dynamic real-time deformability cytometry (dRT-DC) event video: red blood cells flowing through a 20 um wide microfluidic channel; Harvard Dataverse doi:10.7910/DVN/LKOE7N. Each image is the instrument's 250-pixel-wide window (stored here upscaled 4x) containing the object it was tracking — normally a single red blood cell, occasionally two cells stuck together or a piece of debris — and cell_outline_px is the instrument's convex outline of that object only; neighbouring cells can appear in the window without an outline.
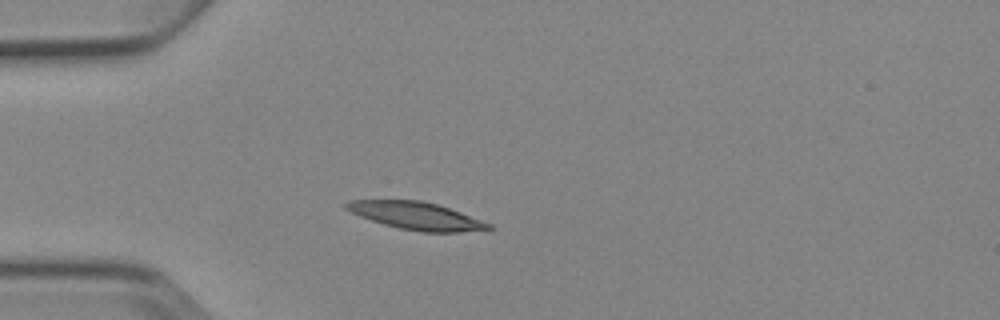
{"species": "Egyptian fruit bat (a non-hibernating species)", "species_latin": "Rousettus aegyptiacus", "temperature_condition": "cold", "stored_images_in_passage": 3, "camera_frame_rate_fps": 3000, "um_per_image_px": 0.085, "animal": {"sex": "female"}, "frame": {"image": 1, "passage_image": 1, "time_ms": 0.0, "image_size_px": [1000, 320], "cell_outline_px": [[496, 228], [460, 232], [420, 232], [400, 228], [384, 224], [360, 216], [344, 208], [344, 204], [348, 200], [420, 200], [436, 204], [460, 212], [492, 224]], "centroid_in_image_um": [35.38, 18.34], "position_along_channel_um": 49.6, "area_um2": 22.66}}
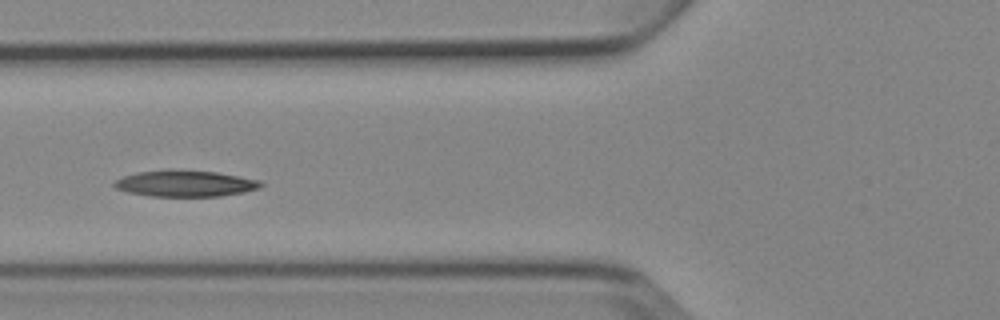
{"frame": {"image": 2, "passage_image": 3, "time_ms": 2.0, "image_size_px": [1000, 320], "cell_outline_px": [[264, 184], [260, 188], [244, 192], [220, 196], [148, 196], [128, 192], [116, 188], [112, 184], [116, 180], [124, 176], [136, 172], [168, 168], [172, 168], [216, 172], [260, 180]], "centroid_in_image_um": [15.73, 15.58], "position_along_channel_um": 110.1, "area_um2": 22.77}}